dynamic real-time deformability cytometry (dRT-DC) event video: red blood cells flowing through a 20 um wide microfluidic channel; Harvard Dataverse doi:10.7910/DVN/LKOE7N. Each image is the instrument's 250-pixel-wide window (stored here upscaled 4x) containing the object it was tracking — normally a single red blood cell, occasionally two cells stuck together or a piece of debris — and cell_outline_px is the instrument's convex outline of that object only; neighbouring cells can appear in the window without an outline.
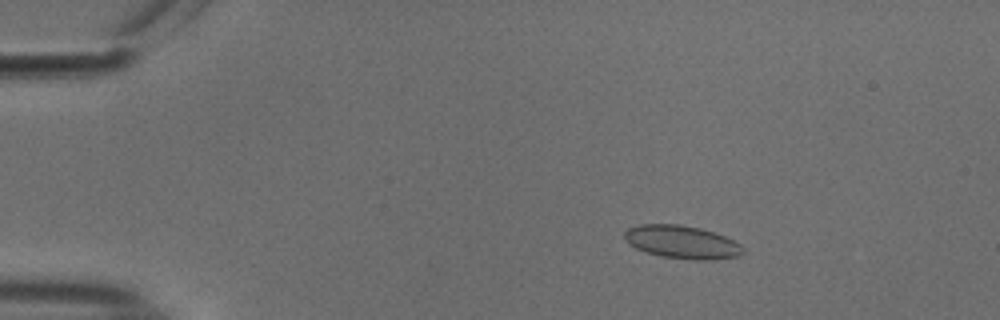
{"species": "common noctule bat (a hibernating species)", "species_latin": "Nyctalus noctula", "temperature_condition": "cold", "stored_images_in_passage": 13, "camera_frame_rate_fps": 3000, "um_per_image_px": 0.085, "animal": {"sex": "male", "body_mass_g": 18.8}, "frame": {"image": 1, "passage_image": 10, "time_ms": 3.0, "image_size_px": [1000, 320], "cell_outline_px": [[744, 252], [740, 256], [712, 260], [696, 260], [664, 256], [648, 252], [636, 248], [628, 244], [624, 236], [624, 232], [628, 228], [640, 224], [680, 224], [700, 228], [724, 236], [740, 244], [744, 248]], "centroid_in_image_um": [57.97, 20.57], "position_along_channel_um": 27.0, "area_um2": 22.72}}